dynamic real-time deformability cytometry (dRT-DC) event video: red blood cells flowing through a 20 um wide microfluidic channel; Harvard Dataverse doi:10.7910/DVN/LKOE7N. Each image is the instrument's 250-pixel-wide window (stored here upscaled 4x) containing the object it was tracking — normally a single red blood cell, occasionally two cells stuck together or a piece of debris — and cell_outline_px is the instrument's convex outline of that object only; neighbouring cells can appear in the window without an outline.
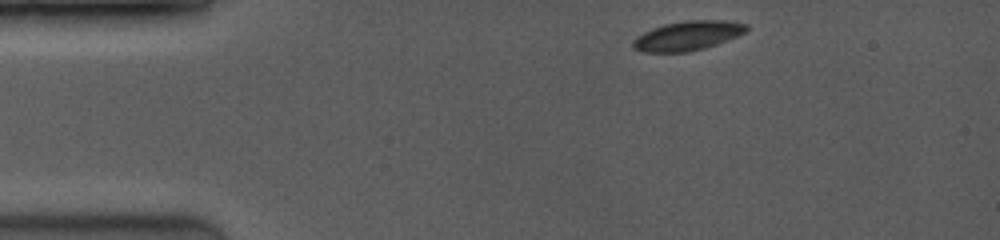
{"species": "common noctule bat (a hibernating species)", "species_latin": "Nyctalus noctula", "temperature_condition": "room temperature", "stored_images_in_passage": 8, "camera_frame_rate_fps": 3500, "um_per_image_px": 0.085, "animal": {"sex": "female", "body_mass_g": 19.0, "forearm_length_mm": 53.3}, "frame": {"image": 1, "passage_image": 1, "time_ms": 0.0, "image_size_px": [1000, 240], "cell_outline_px": [[748, 32], [716, 44], [704, 48], [688, 52], [644, 52], [632, 48], [632, 40], [636, 36], [652, 28], [664, 24], [688, 20], [724, 20], [748, 24]], "centroid_in_image_um": [58.45, 3.03], "position_along_channel_um": 26.6, "area_um2": 19.54}}
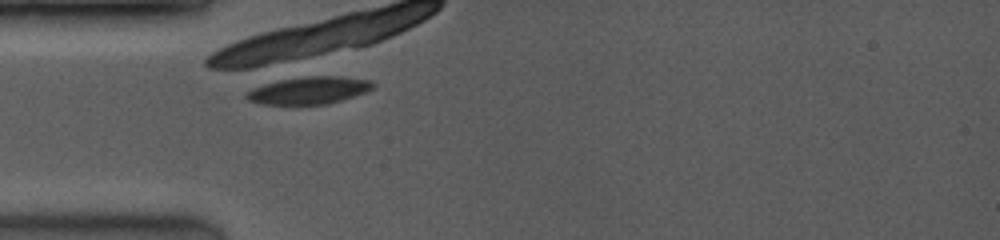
{"frame": {"image": 2, "passage_image": 8, "time_ms": 2.286, "image_size_px": [1000, 240], "cell_outline_px": [[376, 84], [372, 88], [364, 92], [328, 104], [260, 104], [248, 100], [244, 96], [252, 88], [264, 84], [280, 80], [308, 76], [340, 76], [368, 80]], "centroid_in_image_um": [26.23, 7.68], "position_along_channel_um": 58.8, "area_um2": 19.83}}